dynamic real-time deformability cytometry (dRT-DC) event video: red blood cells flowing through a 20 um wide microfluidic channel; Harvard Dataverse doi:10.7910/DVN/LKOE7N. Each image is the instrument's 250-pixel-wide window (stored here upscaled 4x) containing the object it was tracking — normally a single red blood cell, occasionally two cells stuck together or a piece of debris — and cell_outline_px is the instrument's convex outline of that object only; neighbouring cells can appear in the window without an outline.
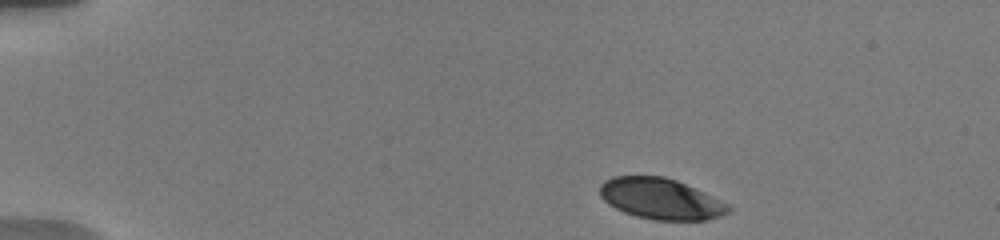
{"species": "human", "species_latin": "Homo sapiens", "temperature_condition": "warm", "stored_images_in_passage": 10, "camera_frame_rate_fps": 3000, "um_per_image_px": 0.085, "donor": {"sex": "male"}, "frame": {"image": 1, "passage_image": 1, "time_ms": 0.0, "image_size_px": [1000, 240], "cell_outline_px": [[732, 212], [708, 220], [656, 220], [636, 216], [624, 212], [608, 204], [600, 196], [600, 184], [604, 180], [612, 176], [664, 176], [676, 180], [696, 188], [728, 204], [732, 208]], "centroid_in_image_um": [56.17, 16.9], "position_along_channel_um": 28.8, "area_um2": 30.81}}
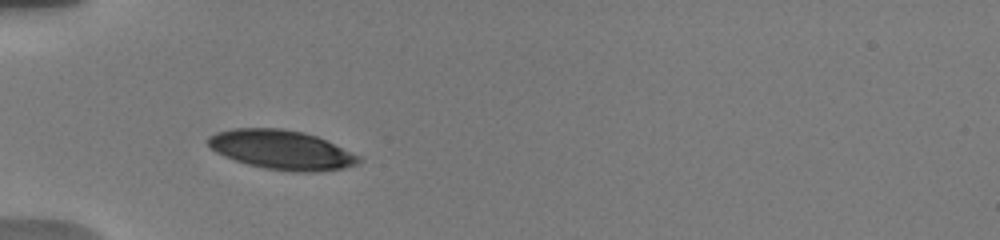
{"frame": {"image": 2, "passage_image": 9, "time_ms": 3.0, "image_size_px": [1000, 240], "cell_outline_px": [[364, 160], [356, 164], [344, 168], [312, 172], [300, 172], [264, 168], [248, 164], [224, 156], [216, 152], [204, 140], [208, 136], [216, 132], [232, 128], [284, 128], [304, 132], [316, 136], [360, 156]], "centroid_in_image_um": [23.9, 12.72], "position_along_channel_um": 61.1, "area_um2": 34.45}}